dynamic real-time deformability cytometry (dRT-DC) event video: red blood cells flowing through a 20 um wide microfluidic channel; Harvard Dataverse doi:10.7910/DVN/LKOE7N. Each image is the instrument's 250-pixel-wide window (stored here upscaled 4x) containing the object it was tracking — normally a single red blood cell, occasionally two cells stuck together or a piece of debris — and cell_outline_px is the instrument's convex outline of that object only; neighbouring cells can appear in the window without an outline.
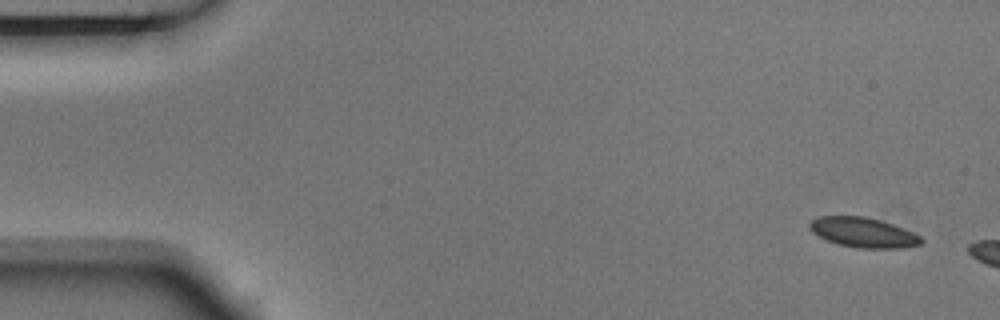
{"species": "Egyptian fruit bat (a non-hibernating species)", "species_latin": "Rousettus aegyptiacus", "temperature_condition": "room temperature", "stored_images_in_passage": 3, "camera_frame_rate_fps": 3000, "um_per_image_px": 0.085, "animal": {"sex": "male"}, "frame": {"image": 1, "passage_image": 1, "time_ms": 0.0, "image_size_px": [1000, 320], "cell_outline_px": [[924, 240], [920, 244], [900, 248], [856, 248], [840, 244], [828, 240], [812, 232], [808, 228], [808, 224], [812, 220], [820, 216], [864, 216], [880, 220], [892, 224], [912, 232], [920, 236]], "centroid_in_image_um": [73.36, 19.75], "position_along_channel_um": 11.6, "area_um2": 19.25}}